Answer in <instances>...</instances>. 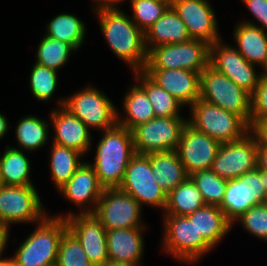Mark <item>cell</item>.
<instances>
[{
  "instance_id": "cell-23",
  "label": "cell",
  "mask_w": 267,
  "mask_h": 266,
  "mask_svg": "<svg viewBox=\"0 0 267 266\" xmlns=\"http://www.w3.org/2000/svg\"><path fill=\"white\" fill-rule=\"evenodd\" d=\"M233 31L236 50L250 63L260 67L267 64V33L260 27L237 22Z\"/></svg>"
},
{
  "instance_id": "cell-6",
  "label": "cell",
  "mask_w": 267,
  "mask_h": 266,
  "mask_svg": "<svg viewBox=\"0 0 267 266\" xmlns=\"http://www.w3.org/2000/svg\"><path fill=\"white\" fill-rule=\"evenodd\" d=\"M188 109L187 122L221 144L239 140L249 132V125L240 116L200 98Z\"/></svg>"
},
{
  "instance_id": "cell-14",
  "label": "cell",
  "mask_w": 267,
  "mask_h": 266,
  "mask_svg": "<svg viewBox=\"0 0 267 266\" xmlns=\"http://www.w3.org/2000/svg\"><path fill=\"white\" fill-rule=\"evenodd\" d=\"M258 145L248 132L241 139L222 143L211 170L219 177L234 180L257 169Z\"/></svg>"
},
{
  "instance_id": "cell-24",
  "label": "cell",
  "mask_w": 267,
  "mask_h": 266,
  "mask_svg": "<svg viewBox=\"0 0 267 266\" xmlns=\"http://www.w3.org/2000/svg\"><path fill=\"white\" fill-rule=\"evenodd\" d=\"M144 34L148 52L160 45L178 44L191 39L186 25L171 6Z\"/></svg>"
},
{
  "instance_id": "cell-18",
  "label": "cell",
  "mask_w": 267,
  "mask_h": 266,
  "mask_svg": "<svg viewBox=\"0 0 267 266\" xmlns=\"http://www.w3.org/2000/svg\"><path fill=\"white\" fill-rule=\"evenodd\" d=\"M220 146L221 143L187 122L182 129L176 152L190 176L199 170L211 169Z\"/></svg>"
},
{
  "instance_id": "cell-51",
  "label": "cell",
  "mask_w": 267,
  "mask_h": 266,
  "mask_svg": "<svg viewBox=\"0 0 267 266\" xmlns=\"http://www.w3.org/2000/svg\"><path fill=\"white\" fill-rule=\"evenodd\" d=\"M2 186H3V184H2L1 179H0V189H1Z\"/></svg>"
},
{
  "instance_id": "cell-19",
  "label": "cell",
  "mask_w": 267,
  "mask_h": 266,
  "mask_svg": "<svg viewBox=\"0 0 267 266\" xmlns=\"http://www.w3.org/2000/svg\"><path fill=\"white\" fill-rule=\"evenodd\" d=\"M104 187L89 161H84L70 180L57 192L76 207L79 214L94 213Z\"/></svg>"
},
{
  "instance_id": "cell-47",
  "label": "cell",
  "mask_w": 267,
  "mask_h": 266,
  "mask_svg": "<svg viewBox=\"0 0 267 266\" xmlns=\"http://www.w3.org/2000/svg\"><path fill=\"white\" fill-rule=\"evenodd\" d=\"M101 266H143V264H131V263H123L119 261H113V260H107L103 265Z\"/></svg>"
},
{
  "instance_id": "cell-40",
  "label": "cell",
  "mask_w": 267,
  "mask_h": 266,
  "mask_svg": "<svg viewBox=\"0 0 267 266\" xmlns=\"http://www.w3.org/2000/svg\"><path fill=\"white\" fill-rule=\"evenodd\" d=\"M267 117V75L261 72L258 85L251 94V119Z\"/></svg>"
},
{
  "instance_id": "cell-17",
  "label": "cell",
  "mask_w": 267,
  "mask_h": 266,
  "mask_svg": "<svg viewBox=\"0 0 267 266\" xmlns=\"http://www.w3.org/2000/svg\"><path fill=\"white\" fill-rule=\"evenodd\" d=\"M170 6L186 25L191 39L210 45L222 38L213 5L209 0H170Z\"/></svg>"
},
{
  "instance_id": "cell-25",
  "label": "cell",
  "mask_w": 267,
  "mask_h": 266,
  "mask_svg": "<svg viewBox=\"0 0 267 266\" xmlns=\"http://www.w3.org/2000/svg\"><path fill=\"white\" fill-rule=\"evenodd\" d=\"M194 223L198 233L216 250V246L227 236L232 223L226 218L224 212L214 205H204L200 209L187 215Z\"/></svg>"
},
{
  "instance_id": "cell-46",
  "label": "cell",
  "mask_w": 267,
  "mask_h": 266,
  "mask_svg": "<svg viewBox=\"0 0 267 266\" xmlns=\"http://www.w3.org/2000/svg\"><path fill=\"white\" fill-rule=\"evenodd\" d=\"M10 123L5 114L0 111V140H3L6 137L7 133H9Z\"/></svg>"
},
{
  "instance_id": "cell-11",
  "label": "cell",
  "mask_w": 267,
  "mask_h": 266,
  "mask_svg": "<svg viewBox=\"0 0 267 266\" xmlns=\"http://www.w3.org/2000/svg\"><path fill=\"white\" fill-rule=\"evenodd\" d=\"M267 192V172L257 168L234 180H228L219 208L233 224L254 205L262 204Z\"/></svg>"
},
{
  "instance_id": "cell-44",
  "label": "cell",
  "mask_w": 267,
  "mask_h": 266,
  "mask_svg": "<svg viewBox=\"0 0 267 266\" xmlns=\"http://www.w3.org/2000/svg\"><path fill=\"white\" fill-rule=\"evenodd\" d=\"M10 228L0 223V259L3 258V253L5 255V250L8 247L10 240Z\"/></svg>"
},
{
  "instance_id": "cell-9",
  "label": "cell",
  "mask_w": 267,
  "mask_h": 266,
  "mask_svg": "<svg viewBox=\"0 0 267 266\" xmlns=\"http://www.w3.org/2000/svg\"><path fill=\"white\" fill-rule=\"evenodd\" d=\"M39 195L35 185H3L0 189V223L11 229L12 224L41 222L49 213Z\"/></svg>"
},
{
  "instance_id": "cell-20",
  "label": "cell",
  "mask_w": 267,
  "mask_h": 266,
  "mask_svg": "<svg viewBox=\"0 0 267 266\" xmlns=\"http://www.w3.org/2000/svg\"><path fill=\"white\" fill-rule=\"evenodd\" d=\"M56 107L49 112V121L54 131L51 132V142L75 149L85 156L94 146L91 130L63 106Z\"/></svg>"
},
{
  "instance_id": "cell-10",
  "label": "cell",
  "mask_w": 267,
  "mask_h": 266,
  "mask_svg": "<svg viewBox=\"0 0 267 266\" xmlns=\"http://www.w3.org/2000/svg\"><path fill=\"white\" fill-rule=\"evenodd\" d=\"M187 117H155L134 127L135 152L142 155L176 150Z\"/></svg>"
},
{
  "instance_id": "cell-31",
  "label": "cell",
  "mask_w": 267,
  "mask_h": 266,
  "mask_svg": "<svg viewBox=\"0 0 267 266\" xmlns=\"http://www.w3.org/2000/svg\"><path fill=\"white\" fill-rule=\"evenodd\" d=\"M49 152V169L54 188L58 191L74 175L84 162L85 156L79 151L51 142ZM82 160V161H81Z\"/></svg>"
},
{
  "instance_id": "cell-43",
  "label": "cell",
  "mask_w": 267,
  "mask_h": 266,
  "mask_svg": "<svg viewBox=\"0 0 267 266\" xmlns=\"http://www.w3.org/2000/svg\"><path fill=\"white\" fill-rule=\"evenodd\" d=\"M92 13H96L103 10H121L119 4H123L126 0H92ZM94 6V7H93Z\"/></svg>"
},
{
  "instance_id": "cell-37",
  "label": "cell",
  "mask_w": 267,
  "mask_h": 266,
  "mask_svg": "<svg viewBox=\"0 0 267 266\" xmlns=\"http://www.w3.org/2000/svg\"><path fill=\"white\" fill-rule=\"evenodd\" d=\"M131 20L145 33L170 7V0H129Z\"/></svg>"
},
{
  "instance_id": "cell-30",
  "label": "cell",
  "mask_w": 267,
  "mask_h": 266,
  "mask_svg": "<svg viewBox=\"0 0 267 266\" xmlns=\"http://www.w3.org/2000/svg\"><path fill=\"white\" fill-rule=\"evenodd\" d=\"M85 23L76 14L61 12L50 18L46 24L44 35L66 42L78 51L85 43L86 33H88Z\"/></svg>"
},
{
  "instance_id": "cell-41",
  "label": "cell",
  "mask_w": 267,
  "mask_h": 266,
  "mask_svg": "<svg viewBox=\"0 0 267 266\" xmlns=\"http://www.w3.org/2000/svg\"><path fill=\"white\" fill-rule=\"evenodd\" d=\"M241 2L248 8L257 23L251 19H244L241 22L260 27L267 33V0H241Z\"/></svg>"
},
{
  "instance_id": "cell-33",
  "label": "cell",
  "mask_w": 267,
  "mask_h": 266,
  "mask_svg": "<svg viewBox=\"0 0 267 266\" xmlns=\"http://www.w3.org/2000/svg\"><path fill=\"white\" fill-rule=\"evenodd\" d=\"M204 205L202 194L188 177L167 194V202L162 215L187 216Z\"/></svg>"
},
{
  "instance_id": "cell-15",
  "label": "cell",
  "mask_w": 267,
  "mask_h": 266,
  "mask_svg": "<svg viewBox=\"0 0 267 266\" xmlns=\"http://www.w3.org/2000/svg\"><path fill=\"white\" fill-rule=\"evenodd\" d=\"M58 214V215H57ZM50 214L66 218L68 230L80 242L89 261L94 266H101L108 260L106 229L93 213L79 214L73 210L65 214Z\"/></svg>"
},
{
  "instance_id": "cell-32",
  "label": "cell",
  "mask_w": 267,
  "mask_h": 266,
  "mask_svg": "<svg viewBox=\"0 0 267 266\" xmlns=\"http://www.w3.org/2000/svg\"><path fill=\"white\" fill-rule=\"evenodd\" d=\"M132 73L133 80L146 92L156 117H177L183 115L181 110L185 106L162 89L144 71Z\"/></svg>"
},
{
  "instance_id": "cell-26",
  "label": "cell",
  "mask_w": 267,
  "mask_h": 266,
  "mask_svg": "<svg viewBox=\"0 0 267 266\" xmlns=\"http://www.w3.org/2000/svg\"><path fill=\"white\" fill-rule=\"evenodd\" d=\"M127 90L122 99L123 113L117 108V123L131 131L156 116L146 92L136 82H132Z\"/></svg>"
},
{
  "instance_id": "cell-50",
  "label": "cell",
  "mask_w": 267,
  "mask_h": 266,
  "mask_svg": "<svg viewBox=\"0 0 267 266\" xmlns=\"http://www.w3.org/2000/svg\"><path fill=\"white\" fill-rule=\"evenodd\" d=\"M263 203L267 205V192H266V197Z\"/></svg>"
},
{
  "instance_id": "cell-42",
  "label": "cell",
  "mask_w": 267,
  "mask_h": 266,
  "mask_svg": "<svg viewBox=\"0 0 267 266\" xmlns=\"http://www.w3.org/2000/svg\"><path fill=\"white\" fill-rule=\"evenodd\" d=\"M249 132L254 136L258 147L267 148V117L250 120Z\"/></svg>"
},
{
  "instance_id": "cell-22",
  "label": "cell",
  "mask_w": 267,
  "mask_h": 266,
  "mask_svg": "<svg viewBox=\"0 0 267 266\" xmlns=\"http://www.w3.org/2000/svg\"><path fill=\"white\" fill-rule=\"evenodd\" d=\"M148 228L106 230L108 259L123 263L142 264L145 253V232Z\"/></svg>"
},
{
  "instance_id": "cell-48",
  "label": "cell",
  "mask_w": 267,
  "mask_h": 266,
  "mask_svg": "<svg viewBox=\"0 0 267 266\" xmlns=\"http://www.w3.org/2000/svg\"><path fill=\"white\" fill-rule=\"evenodd\" d=\"M0 266H14L11 257H5L0 259Z\"/></svg>"
},
{
  "instance_id": "cell-2",
  "label": "cell",
  "mask_w": 267,
  "mask_h": 266,
  "mask_svg": "<svg viewBox=\"0 0 267 266\" xmlns=\"http://www.w3.org/2000/svg\"><path fill=\"white\" fill-rule=\"evenodd\" d=\"M100 133L102 136L93 148L94 161L89 164L104 188H119L129 161L136 154L132 132L116 123Z\"/></svg>"
},
{
  "instance_id": "cell-45",
  "label": "cell",
  "mask_w": 267,
  "mask_h": 266,
  "mask_svg": "<svg viewBox=\"0 0 267 266\" xmlns=\"http://www.w3.org/2000/svg\"><path fill=\"white\" fill-rule=\"evenodd\" d=\"M257 168L267 172V148L258 147Z\"/></svg>"
},
{
  "instance_id": "cell-34",
  "label": "cell",
  "mask_w": 267,
  "mask_h": 266,
  "mask_svg": "<svg viewBox=\"0 0 267 266\" xmlns=\"http://www.w3.org/2000/svg\"><path fill=\"white\" fill-rule=\"evenodd\" d=\"M35 53V63L59 72L77 52L70 44L42 34Z\"/></svg>"
},
{
  "instance_id": "cell-21",
  "label": "cell",
  "mask_w": 267,
  "mask_h": 266,
  "mask_svg": "<svg viewBox=\"0 0 267 266\" xmlns=\"http://www.w3.org/2000/svg\"><path fill=\"white\" fill-rule=\"evenodd\" d=\"M162 89L185 107H190L200 98L201 73L186 69H144Z\"/></svg>"
},
{
  "instance_id": "cell-49",
  "label": "cell",
  "mask_w": 267,
  "mask_h": 266,
  "mask_svg": "<svg viewBox=\"0 0 267 266\" xmlns=\"http://www.w3.org/2000/svg\"><path fill=\"white\" fill-rule=\"evenodd\" d=\"M261 72L263 74H266L267 75V64L263 67V69L261 70Z\"/></svg>"
},
{
  "instance_id": "cell-13",
  "label": "cell",
  "mask_w": 267,
  "mask_h": 266,
  "mask_svg": "<svg viewBox=\"0 0 267 266\" xmlns=\"http://www.w3.org/2000/svg\"><path fill=\"white\" fill-rule=\"evenodd\" d=\"M143 207L119 188H104L93 214L106 230L146 228Z\"/></svg>"
},
{
  "instance_id": "cell-35",
  "label": "cell",
  "mask_w": 267,
  "mask_h": 266,
  "mask_svg": "<svg viewBox=\"0 0 267 266\" xmlns=\"http://www.w3.org/2000/svg\"><path fill=\"white\" fill-rule=\"evenodd\" d=\"M58 71L34 63L29 74V89L37 101L52 100L58 87Z\"/></svg>"
},
{
  "instance_id": "cell-16",
  "label": "cell",
  "mask_w": 267,
  "mask_h": 266,
  "mask_svg": "<svg viewBox=\"0 0 267 266\" xmlns=\"http://www.w3.org/2000/svg\"><path fill=\"white\" fill-rule=\"evenodd\" d=\"M210 65L250 94L258 85L261 69L248 62L234 46L222 39L210 45Z\"/></svg>"
},
{
  "instance_id": "cell-7",
  "label": "cell",
  "mask_w": 267,
  "mask_h": 266,
  "mask_svg": "<svg viewBox=\"0 0 267 266\" xmlns=\"http://www.w3.org/2000/svg\"><path fill=\"white\" fill-rule=\"evenodd\" d=\"M200 99L237 114L250 125L251 94L210 64L201 72Z\"/></svg>"
},
{
  "instance_id": "cell-39",
  "label": "cell",
  "mask_w": 267,
  "mask_h": 266,
  "mask_svg": "<svg viewBox=\"0 0 267 266\" xmlns=\"http://www.w3.org/2000/svg\"><path fill=\"white\" fill-rule=\"evenodd\" d=\"M241 224L242 229L256 237L258 240L267 242V205L262 203L249 208L244 214L236 219L234 225Z\"/></svg>"
},
{
  "instance_id": "cell-12",
  "label": "cell",
  "mask_w": 267,
  "mask_h": 266,
  "mask_svg": "<svg viewBox=\"0 0 267 266\" xmlns=\"http://www.w3.org/2000/svg\"><path fill=\"white\" fill-rule=\"evenodd\" d=\"M156 176L151 173L149 155L136 153L125 170L124 178L119 189L131 195L143 207L160 209L163 214L167 194L158 185Z\"/></svg>"
},
{
  "instance_id": "cell-3",
  "label": "cell",
  "mask_w": 267,
  "mask_h": 266,
  "mask_svg": "<svg viewBox=\"0 0 267 266\" xmlns=\"http://www.w3.org/2000/svg\"><path fill=\"white\" fill-rule=\"evenodd\" d=\"M23 239L11 255L14 266H54L60 240L68 230L66 218L50 213Z\"/></svg>"
},
{
  "instance_id": "cell-8",
  "label": "cell",
  "mask_w": 267,
  "mask_h": 266,
  "mask_svg": "<svg viewBox=\"0 0 267 266\" xmlns=\"http://www.w3.org/2000/svg\"><path fill=\"white\" fill-rule=\"evenodd\" d=\"M209 64L210 44L190 39L152 48L145 69H186L201 73Z\"/></svg>"
},
{
  "instance_id": "cell-27",
  "label": "cell",
  "mask_w": 267,
  "mask_h": 266,
  "mask_svg": "<svg viewBox=\"0 0 267 266\" xmlns=\"http://www.w3.org/2000/svg\"><path fill=\"white\" fill-rule=\"evenodd\" d=\"M19 119L14 128L17 147L15 145H12V147L23 150L29 154L51 143V138H49L51 122H49L47 118L44 120V117L40 118L38 115L27 114Z\"/></svg>"
},
{
  "instance_id": "cell-28",
  "label": "cell",
  "mask_w": 267,
  "mask_h": 266,
  "mask_svg": "<svg viewBox=\"0 0 267 266\" xmlns=\"http://www.w3.org/2000/svg\"><path fill=\"white\" fill-rule=\"evenodd\" d=\"M31 162L23 150L6 145L0 153V179L5 186H30Z\"/></svg>"
},
{
  "instance_id": "cell-29",
  "label": "cell",
  "mask_w": 267,
  "mask_h": 266,
  "mask_svg": "<svg viewBox=\"0 0 267 266\" xmlns=\"http://www.w3.org/2000/svg\"><path fill=\"white\" fill-rule=\"evenodd\" d=\"M149 160L151 173L166 194L189 177L176 150L149 154Z\"/></svg>"
},
{
  "instance_id": "cell-38",
  "label": "cell",
  "mask_w": 267,
  "mask_h": 266,
  "mask_svg": "<svg viewBox=\"0 0 267 266\" xmlns=\"http://www.w3.org/2000/svg\"><path fill=\"white\" fill-rule=\"evenodd\" d=\"M56 266H94L80 242L69 230L60 240Z\"/></svg>"
},
{
  "instance_id": "cell-4",
  "label": "cell",
  "mask_w": 267,
  "mask_h": 266,
  "mask_svg": "<svg viewBox=\"0 0 267 266\" xmlns=\"http://www.w3.org/2000/svg\"><path fill=\"white\" fill-rule=\"evenodd\" d=\"M162 237L161 251L175 258L180 263L194 264L203 259L209 252L215 250L198 233L194 223L187 216L161 215Z\"/></svg>"
},
{
  "instance_id": "cell-5",
  "label": "cell",
  "mask_w": 267,
  "mask_h": 266,
  "mask_svg": "<svg viewBox=\"0 0 267 266\" xmlns=\"http://www.w3.org/2000/svg\"><path fill=\"white\" fill-rule=\"evenodd\" d=\"M88 83L67 97L58 98L57 106L78 117L91 131H104L117 123V106L102 89Z\"/></svg>"
},
{
  "instance_id": "cell-36",
  "label": "cell",
  "mask_w": 267,
  "mask_h": 266,
  "mask_svg": "<svg viewBox=\"0 0 267 266\" xmlns=\"http://www.w3.org/2000/svg\"><path fill=\"white\" fill-rule=\"evenodd\" d=\"M191 180L202 194L206 205L220 206L227 188L228 180L219 177L211 169L192 173Z\"/></svg>"
},
{
  "instance_id": "cell-1",
  "label": "cell",
  "mask_w": 267,
  "mask_h": 266,
  "mask_svg": "<svg viewBox=\"0 0 267 266\" xmlns=\"http://www.w3.org/2000/svg\"><path fill=\"white\" fill-rule=\"evenodd\" d=\"M104 39L113 54L127 64L131 72L143 71L148 51L144 32L122 10H103L94 13Z\"/></svg>"
}]
</instances>
